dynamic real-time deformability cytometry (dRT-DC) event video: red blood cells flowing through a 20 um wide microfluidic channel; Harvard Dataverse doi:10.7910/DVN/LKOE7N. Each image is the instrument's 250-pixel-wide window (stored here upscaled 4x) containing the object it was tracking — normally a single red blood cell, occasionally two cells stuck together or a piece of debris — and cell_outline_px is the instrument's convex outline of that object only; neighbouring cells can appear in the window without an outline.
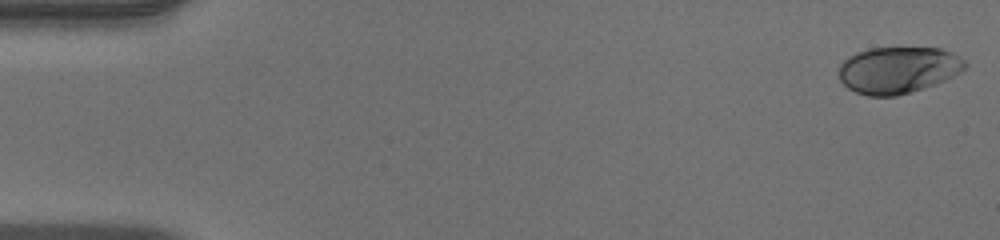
{"species": "human", "species_latin": "Homo sapiens", "temperature_condition": "warm", "stored_images_in_passage": 51, "camera_frame_rate_fps": 3000, "um_per_image_px": 0.085, "donor": {"sex": "male"}, "frame": {"image": 1, "passage_image": 1, "time_ms": 0.0, "image_size_px": [1000, 240], "cell_outline_px": [[968, 64], [960, 72], [936, 84], [896, 96], [868, 96], [856, 92], [848, 88], [840, 80], [840, 64], [848, 56], [856, 52], [868, 48], [940, 48], [952, 52], [964, 60]], "centroid_in_image_um": [76.33, 5.94], "position_along_channel_um": 8.7, "area_um2": 34.22}}
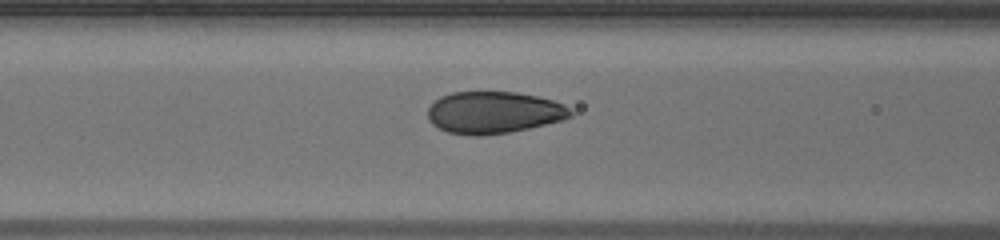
{"frame": {"image": 2, "passage_image": 21, "time_ms": 6.667, "image_size_px": [1000, 240], "cell_outline_px": [[572, 116], [564, 120], [528, 128], [508, 132], [480, 136], [472, 136], [448, 132], [432, 124], [428, 120], [428, 108], [440, 96], [452, 92], [516, 92], [536, 96], [552, 100], [564, 104], [572, 112]], "centroid_in_image_um": [41.96, 9.56], "position_along_channel_um": 124.6, "area_um2": 34.85}}
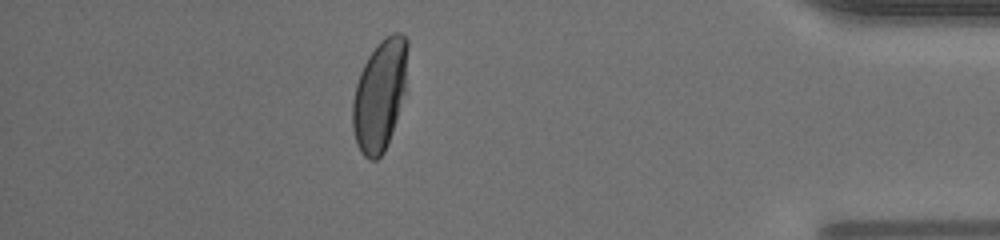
{"frame": {"image": 3, "passage_image": 45, "time_ms": 14.667, "image_size_px": [1000, 240], "cell_outline_px": [[408, 92], [388, 144], [384, 152], [376, 160], [368, 160], [360, 152], [356, 144], [352, 128], [352, 100], [356, 84], [360, 72], [368, 56], [376, 44], [380, 40], [392, 32], [400, 32], [408, 40]], "centroid_in_image_um": [32.33, 8.07], "position_along_channel_um": 402.9, "area_um2": 37.05}, "authors_computed_cell_mechanics": {"area_um2": 35.6048, "velocity_mm_per_s": 4.0015, "shape_relaxation_time_tau1_ms": 3.4043, "shape_relaxation_time_tau2_ms": null, "deformation_change_tau1": 0.1749, "deformation_change_tau2": null}}